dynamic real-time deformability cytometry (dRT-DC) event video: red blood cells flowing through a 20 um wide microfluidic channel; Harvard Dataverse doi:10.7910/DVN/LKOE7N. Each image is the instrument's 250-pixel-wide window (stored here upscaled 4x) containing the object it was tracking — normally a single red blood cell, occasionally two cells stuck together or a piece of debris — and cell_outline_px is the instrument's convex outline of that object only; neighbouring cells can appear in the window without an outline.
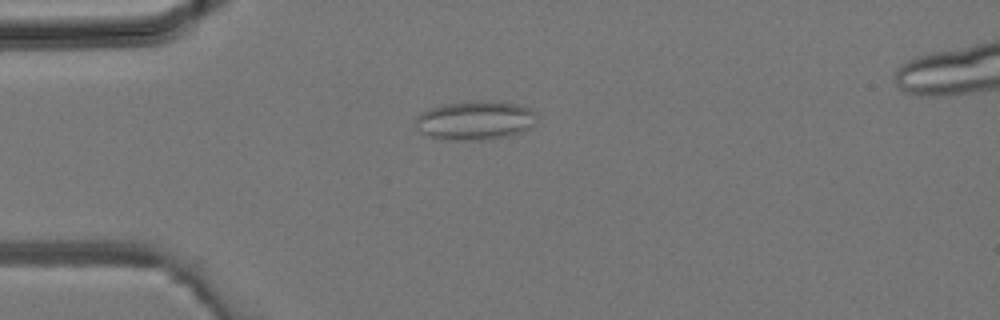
{"species": "common noctule bat (a hibernating species)", "species_latin": "Nyctalus noctula", "temperature_condition": "room temperature", "stored_images_in_passage": 2, "camera_frame_rate_fps": 3000, "um_per_image_px": 0.085, "animal": {"sex": "male", "body_mass_g": 19.2, "forearm_length_mm": 51.8}, "frame": {"image": 1, "passage_image": 1, "time_ms": 0.0, "image_size_px": [1000, 320], "cell_outline_px": [[536, 124], [524, 132], [512, 136], [480, 140], [440, 140], [420, 132], [416, 128], [416, 116], [420, 112], [428, 108], [444, 104], [480, 100], [516, 104], [528, 108], [536, 112]], "centroid_in_image_um": [40.39, 10.25], "position_along_channel_um": 44.6, "area_um2": 27.98}}